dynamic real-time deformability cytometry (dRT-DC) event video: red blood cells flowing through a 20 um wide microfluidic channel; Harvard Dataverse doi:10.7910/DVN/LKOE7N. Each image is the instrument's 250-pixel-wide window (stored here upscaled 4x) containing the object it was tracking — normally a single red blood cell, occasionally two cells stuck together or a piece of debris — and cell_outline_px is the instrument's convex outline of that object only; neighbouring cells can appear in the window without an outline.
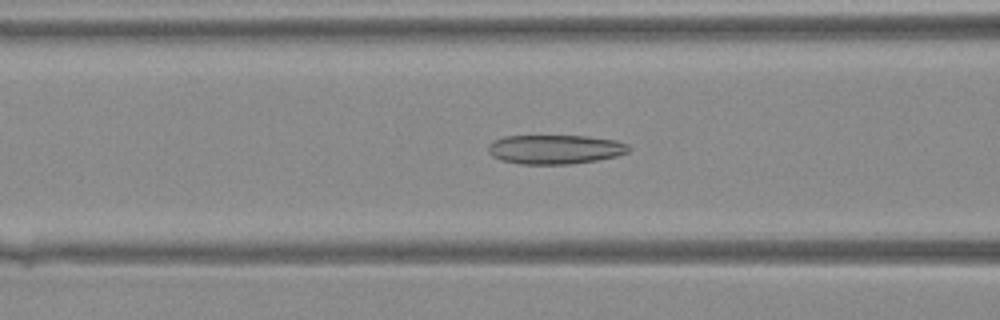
{"species": "Egyptian fruit bat (a non-hibernating species)", "species_latin": "Rousettus aegyptiacus", "temperature_condition": "warm", "stored_images_in_passage": 41, "camera_frame_rate_fps": 3000, "um_per_image_px": 0.085, "animal": {"sex": "female"}, "frame": {"image": 1, "passage_image": 17, "time_ms": 5.333, "image_size_px": [1000, 320], "cell_outline_px": [[632, 148], [628, 152], [616, 156], [596, 160], [568, 164], [520, 164], [500, 160], [492, 156], [488, 152], [488, 144], [492, 140], [504, 136], [588, 136], [616, 140], [628, 144]], "centroid_in_image_um": [47.16, 12.69], "position_along_channel_um": 119.4, "area_um2": 24.1}}
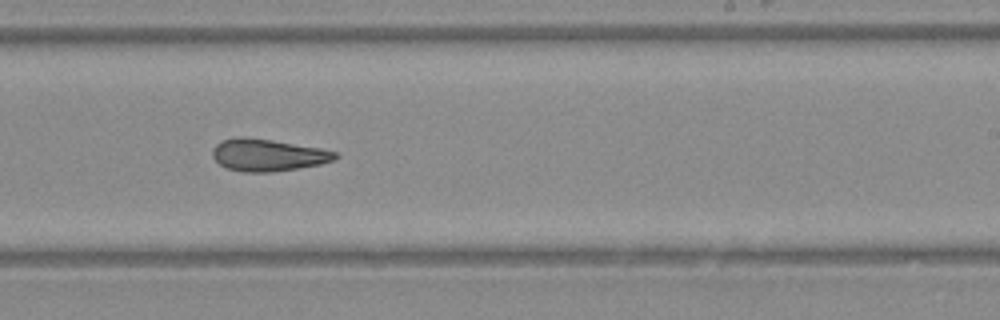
{"frame": {"image": 2, "passage_image": 26, "time_ms": 8.333, "image_size_px": [1000, 320], "cell_outline_px": [[340, 156], [336, 160], [320, 164], [272, 172], [244, 172], [224, 168], [212, 156], [212, 148], [220, 140], [272, 140], [320, 148], [336, 152]], "centroid_in_image_um": [22.81, 13.22], "position_along_channel_um": 266.2, "area_um2": 22.31}}
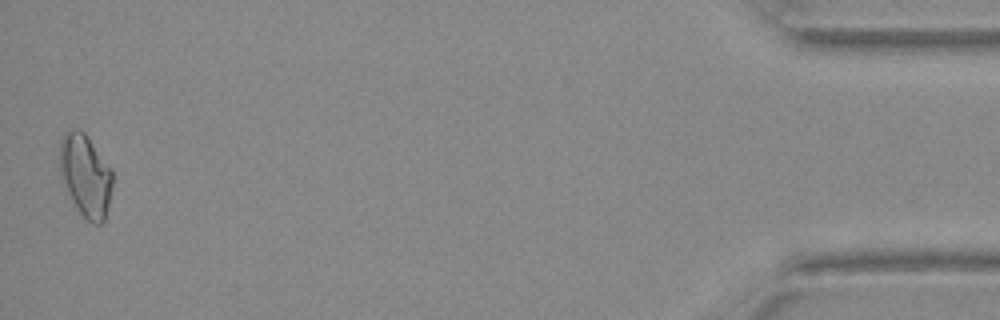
{"frame": {"image": 3, "passage_image": 41, "time_ms": 13.333, "image_size_px": [1000, 320], "cell_outline_px": [[112, 188], [104, 220], [100, 224], [92, 224], [80, 212], [72, 200], [60, 172], [60, 140], [64, 132], [72, 128], [76, 128], [84, 132], [112, 172]], "centroid_in_image_um": [7.25, 14.9], "position_along_channel_um": 427.9, "area_um2": 24.68}}